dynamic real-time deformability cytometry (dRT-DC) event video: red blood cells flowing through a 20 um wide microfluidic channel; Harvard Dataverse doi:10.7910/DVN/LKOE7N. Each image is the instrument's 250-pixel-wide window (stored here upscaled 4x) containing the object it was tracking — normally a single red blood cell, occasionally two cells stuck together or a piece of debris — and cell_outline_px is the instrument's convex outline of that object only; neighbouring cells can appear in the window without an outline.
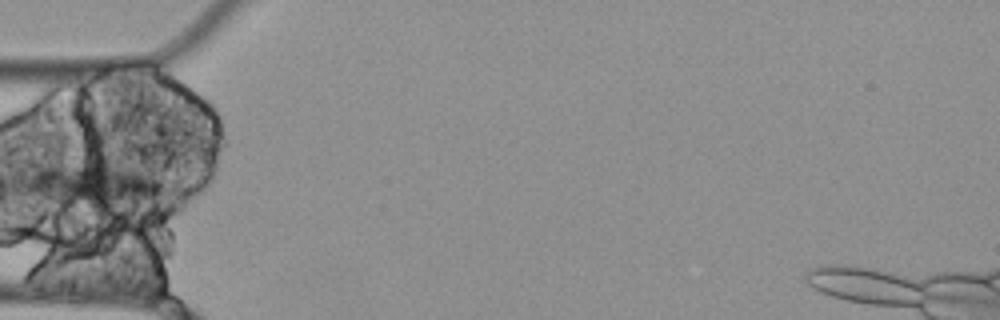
{"species": "Egyptian fruit bat (a non-hibernating species)", "species_latin": "Rousettus aegyptiacus", "temperature_condition": "cold", "stored_images_in_passage": 4, "segment_of_instrument_passage": [2, 3], "camera_frame_rate_fps": 3000, "um_per_image_px": 0.085, "animal": {"sex": "female"}, "frame": {"image": 1, "passage_image": 3, "time_ms": 0.667, "image_size_px": [1000, 320], "cell_outline_px": [[172, 192], [160, 196], [104, 204], [72, 208], [68, 208], [28, 192], [16, 184], [16, 176], [100, 152], [156, 180]], "centroid_in_image_um": [7.68, 15.52], "position_along_channel_um": 77.3, "area_um2": 37.28}}